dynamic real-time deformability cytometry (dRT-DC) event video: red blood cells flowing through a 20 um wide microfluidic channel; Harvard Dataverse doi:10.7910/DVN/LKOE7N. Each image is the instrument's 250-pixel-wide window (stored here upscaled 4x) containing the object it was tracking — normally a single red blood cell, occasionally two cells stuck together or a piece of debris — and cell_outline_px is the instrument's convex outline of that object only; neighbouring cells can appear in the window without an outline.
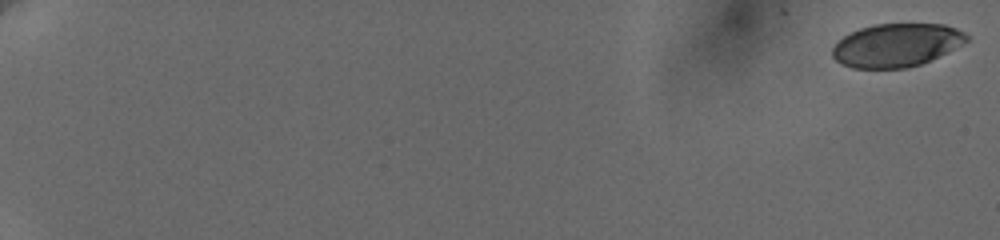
{"species": "human", "species_latin": "Homo sapiens", "temperature_condition": "cold", "stored_images_in_passage": 13, "camera_frame_rate_fps": 3000, "um_per_image_px": 0.085, "donor": {"sex": "female"}, "frame": {"image": 1, "passage_image": 1, "time_ms": 0.0, "image_size_px": [1000, 240], "cell_outline_px": [[968, 40], [920, 64], [904, 68], [852, 68], [840, 64], [832, 56], [832, 48], [844, 36], [860, 28], [876, 24], [944, 24], [956, 28], [964, 32], [968, 36]], "centroid_in_image_um": [76.15, 3.83], "position_along_channel_um": 8.9, "area_um2": 33.29}}
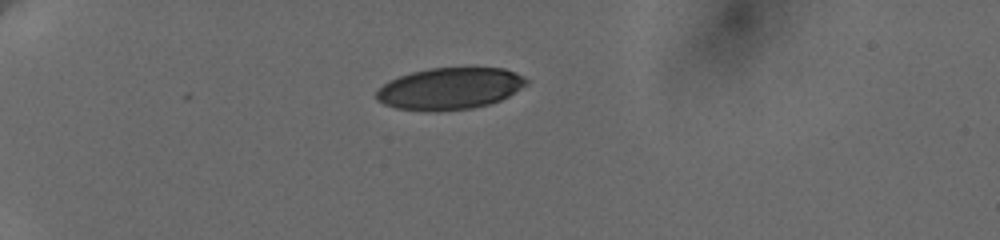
{"frame": {"image": 2, "passage_image": 10, "time_ms": 6.0, "image_size_px": [1000, 240], "cell_outline_px": [[528, 84], [508, 96], [500, 100], [488, 104], [472, 108], [436, 112], [396, 108], [384, 104], [376, 100], [376, 92], [388, 80], [412, 72], [432, 68], [504, 68], [516, 72], [524, 76], [528, 80]], "centroid_in_image_um": [38.24, 7.53], "position_along_channel_um": 46.8, "area_um2": 36.53}}
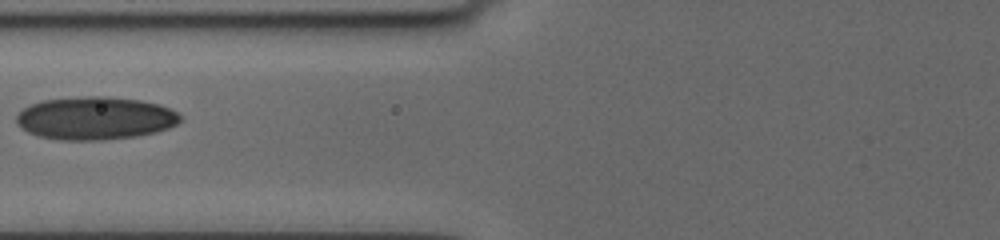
{"frame": {"image": 3, "passage_image": 13, "time_ms": 9.333, "image_size_px": [1000, 240], "cell_outline_px": [[184, 120], [168, 128], [156, 132], [136, 136], [100, 140], [60, 140], [36, 136], [20, 128], [16, 124], [16, 116], [24, 108], [32, 104], [44, 100], [84, 96], [104, 96], [140, 100], [160, 104], [176, 112]], "centroid_in_image_um": [8.08, 10.05], "position_along_channel_um": 117.7, "area_um2": 41.1}}